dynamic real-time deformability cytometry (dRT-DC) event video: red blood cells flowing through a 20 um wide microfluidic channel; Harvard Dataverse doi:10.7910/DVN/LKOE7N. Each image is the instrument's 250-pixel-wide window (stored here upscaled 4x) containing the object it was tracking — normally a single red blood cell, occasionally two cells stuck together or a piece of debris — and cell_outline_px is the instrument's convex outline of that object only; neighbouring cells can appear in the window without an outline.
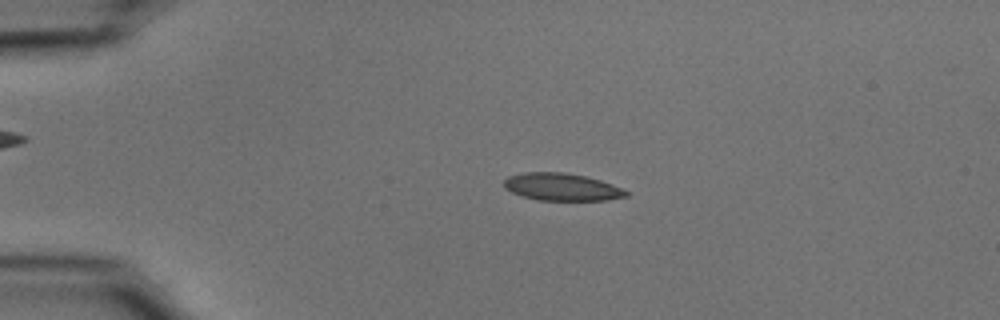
{"species": "common noctule bat (a hibernating species)", "species_latin": "Nyctalus noctula", "temperature_condition": "cold", "stored_images_in_passage": 54, "camera_frame_rate_fps": 3000, "um_per_image_px": 0.085, "animal": {"sex": "male", "body_mass_g": 15.6}, "frame": {"image": 1, "passage_image": 12, "time_ms": 3.667, "image_size_px": [1000, 320], "cell_outline_px": [[628, 196], [608, 200], [536, 200], [512, 192], [504, 188], [504, 180], [508, 176], [524, 172], [564, 172], [584, 176], [600, 180], [612, 184], [628, 192]], "centroid_in_image_um": [47.73, 15.89], "position_along_channel_um": 37.3, "area_um2": 19.42}}
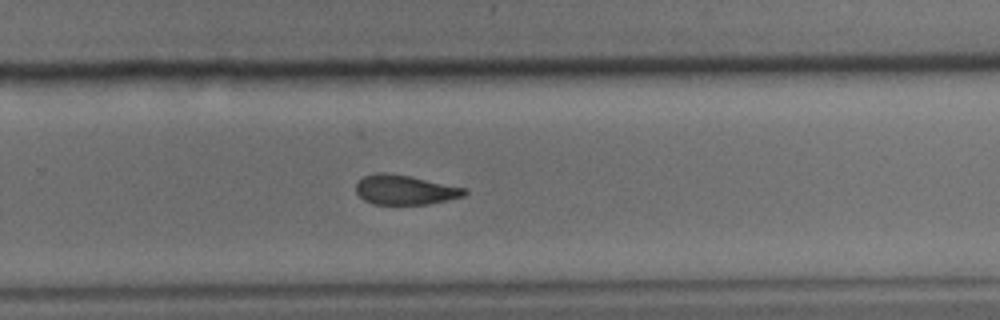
{"frame": {"image": 2, "passage_image": 36, "time_ms": 11.667, "image_size_px": [1000, 320], "cell_outline_px": [[468, 192], [464, 196], [428, 204], [372, 204], [364, 200], [356, 192], [356, 184], [364, 176], [376, 172], [384, 172], [408, 176], [468, 188]], "centroid_in_image_um": [34.43, 16.13], "position_along_channel_um": 295.4, "area_um2": 18.67}}
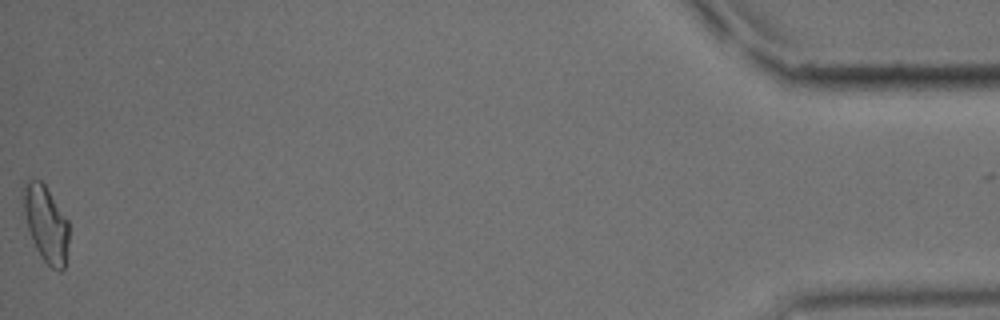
{"frame": {"image": 3, "passage_image": 54, "time_ms": 17.667, "image_size_px": [1000, 320], "cell_outline_px": [[68, 244], [64, 268], [60, 272], [52, 268], [44, 260], [36, 248], [28, 228], [24, 212], [24, 180], [28, 176], [40, 180], [44, 184], [68, 220]], "centroid_in_image_um": [3.91, 18.99], "position_along_channel_um": 431.3, "area_um2": 20.0}, "authors_computed_cell_mechanics": {"area_um2": 19.6809, "velocity_mm_per_s": 3.7457, "shape_relaxation_time_tau1_ms": 4.6528, "shape_relaxation_time_tau2_ms": 6.3077, "deformation_change_tau1": 0.1466, "deformation_change_tau2": 0.1407}}